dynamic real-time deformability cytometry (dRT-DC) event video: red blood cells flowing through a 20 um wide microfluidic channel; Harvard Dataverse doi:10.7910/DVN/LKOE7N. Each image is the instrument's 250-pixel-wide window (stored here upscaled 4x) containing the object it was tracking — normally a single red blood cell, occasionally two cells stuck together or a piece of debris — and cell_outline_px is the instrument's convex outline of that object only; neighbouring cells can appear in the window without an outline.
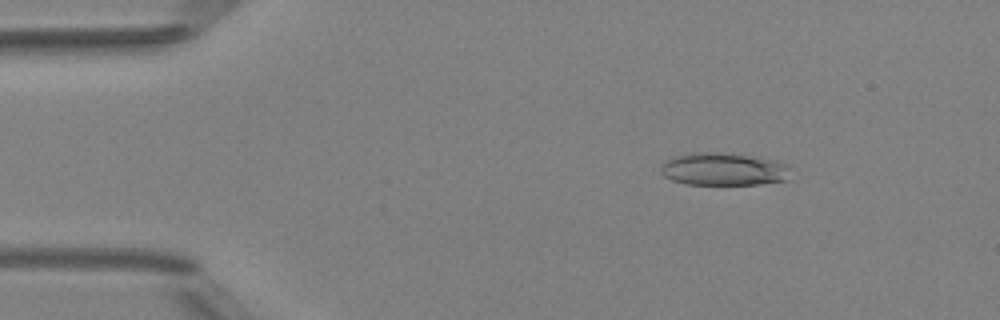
{"species": "Egyptian fruit bat (a non-hibernating species)", "species_latin": "Rousettus aegyptiacus", "temperature_condition": "room temperature", "stored_images_in_passage": 5, "camera_frame_rate_fps": 3000, "um_per_image_px": 0.085, "animal": {"sex": "female"}, "frame": {"image": 1, "passage_image": 3, "time_ms": 2.333, "image_size_px": [1000, 320], "cell_outline_px": [[788, 180], [756, 184], [684, 184], [672, 180], [664, 176], [660, 172], [660, 164], [676, 156], [692, 152], [724, 152], [772, 160], [784, 164]], "centroid_in_image_um": [61.39, 14.38], "position_along_channel_um": 23.6, "area_um2": 24.33}}